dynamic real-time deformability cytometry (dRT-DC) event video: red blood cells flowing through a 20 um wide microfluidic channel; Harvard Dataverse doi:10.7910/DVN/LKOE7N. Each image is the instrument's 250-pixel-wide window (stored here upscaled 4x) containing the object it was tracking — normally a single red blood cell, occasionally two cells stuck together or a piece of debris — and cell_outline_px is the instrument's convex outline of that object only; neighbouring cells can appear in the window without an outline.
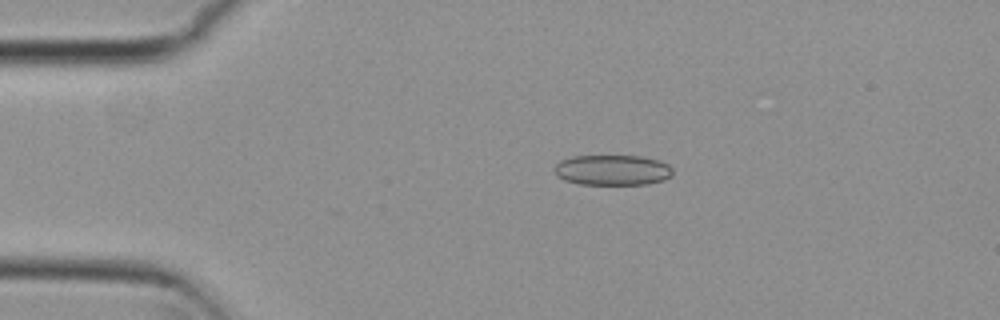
{"species": "common noctule bat (a hibernating species)", "species_latin": "Nyctalus noctula", "temperature_condition": "cold", "stored_images_in_passage": 7, "camera_frame_rate_fps": 3000, "um_per_image_px": 0.085, "animal": {"sex": "female", "body_mass_g": 29.2, "forearm_length_mm": 56.3}, "frame": {"image": 1, "passage_image": 3, "time_ms": 0.667, "image_size_px": [1000, 320], "cell_outline_px": [[672, 176], [664, 180], [648, 184], [580, 184], [564, 180], [556, 176], [552, 168], [560, 160], [572, 156], [640, 156], [660, 160], [668, 164], [672, 168]], "centroid_in_image_um": [52.04, 14.45], "position_along_channel_um": 33.0, "area_um2": 21.21}}
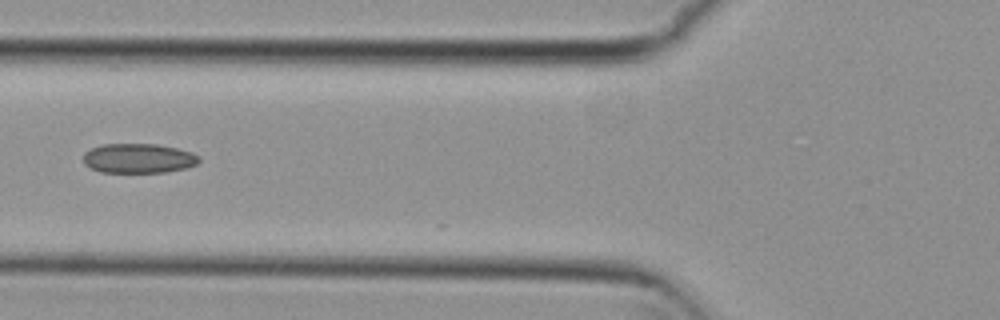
{"frame": {"image": 2, "passage_image": 5, "time_ms": 1.333, "image_size_px": [1000, 320], "cell_outline_px": [[200, 160], [196, 164], [188, 168], [164, 172], [100, 172], [84, 164], [84, 152], [100, 144], [156, 144], [176, 148], [192, 152], [200, 156]], "centroid_in_image_um": [11.78, 13.45], "position_along_channel_um": 114.0, "area_um2": 20.0}}
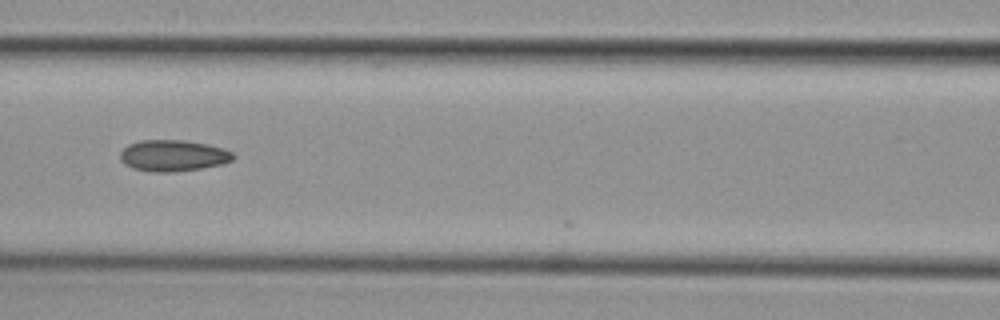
{"frame": {"image": 3, "passage_image": 6, "time_ms": 1.667, "image_size_px": [1000, 320], "cell_outline_px": [[236, 156], [232, 160], [224, 164], [200, 168], [172, 172], [152, 172], [132, 168], [124, 164], [120, 160], [120, 152], [128, 144], [140, 140], [184, 140], [208, 144], [224, 148], [232, 152]], "centroid_in_image_um": [14.71, 13.22], "position_along_channel_um": 151.9, "area_um2": 20.81}}